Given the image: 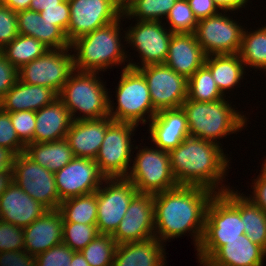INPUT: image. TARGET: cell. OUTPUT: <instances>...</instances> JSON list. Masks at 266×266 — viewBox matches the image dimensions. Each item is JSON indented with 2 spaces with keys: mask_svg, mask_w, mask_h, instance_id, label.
I'll use <instances>...</instances> for the list:
<instances>
[{
  "mask_svg": "<svg viewBox=\"0 0 266 266\" xmlns=\"http://www.w3.org/2000/svg\"><path fill=\"white\" fill-rule=\"evenodd\" d=\"M214 194L205 187L185 185L155 194V238L164 243L188 231L197 249L204 232L206 208Z\"/></svg>",
  "mask_w": 266,
  "mask_h": 266,
  "instance_id": "obj_1",
  "label": "cell"
},
{
  "mask_svg": "<svg viewBox=\"0 0 266 266\" xmlns=\"http://www.w3.org/2000/svg\"><path fill=\"white\" fill-rule=\"evenodd\" d=\"M221 148L215 142L186 137L169 152L171 170L178 185L201 186L214 193L230 189V186L221 184L229 165L228 157ZM220 184L221 187H218Z\"/></svg>",
  "mask_w": 266,
  "mask_h": 266,
  "instance_id": "obj_2",
  "label": "cell"
},
{
  "mask_svg": "<svg viewBox=\"0 0 266 266\" xmlns=\"http://www.w3.org/2000/svg\"><path fill=\"white\" fill-rule=\"evenodd\" d=\"M245 234L241 219V194L228 189L215 193L206 208L204 232L197 256L204 265L223 245L224 241L240 238Z\"/></svg>",
  "mask_w": 266,
  "mask_h": 266,
  "instance_id": "obj_3",
  "label": "cell"
},
{
  "mask_svg": "<svg viewBox=\"0 0 266 266\" xmlns=\"http://www.w3.org/2000/svg\"><path fill=\"white\" fill-rule=\"evenodd\" d=\"M122 18L121 15L116 21L70 43V48L77 53L73 54L74 70L100 72L127 61V51L123 49L119 35Z\"/></svg>",
  "mask_w": 266,
  "mask_h": 266,
  "instance_id": "obj_4",
  "label": "cell"
},
{
  "mask_svg": "<svg viewBox=\"0 0 266 266\" xmlns=\"http://www.w3.org/2000/svg\"><path fill=\"white\" fill-rule=\"evenodd\" d=\"M191 137L217 142L245 127L247 118L235 110L225 98L213 102L186 99L182 104Z\"/></svg>",
  "mask_w": 266,
  "mask_h": 266,
  "instance_id": "obj_5",
  "label": "cell"
},
{
  "mask_svg": "<svg viewBox=\"0 0 266 266\" xmlns=\"http://www.w3.org/2000/svg\"><path fill=\"white\" fill-rule=\"evenodd\" d=\"M97 74L74 70L58 94L72 121L109 116V95ZM77 111L83 113L82 116L75 117Z\"/></svg>",
  "mask_w": 266,
  "mask_h": 266,
  "instance_id": "obj_6",
  "label": "cell"
},
{
  "mask_svg": "<svg viewBox=\"0 0 266 266\" xmlns=\"http://www.w3.org/2000/svg\"><path fill=\"white\" fill-rule=\"evenodd\" d=\"M120 76L118 88H116L118 106L114 111V105L112 106L113 103L109 97V117L116 122H130L137 126L139 122L146 124V119L150 121L158 111L152 105L143 74L138 69L126 65ZM146 114H148L147 117Z\"/></svg>",
  "mask_w": 266,
  "mask_h": 266,
  "instance_id": "obj_7",
  "label": "cell"
},
{
  "mask_svg": "<svg viewBox=\"0 0 266 266\" xmlns=\"http://www.w3.org/2000/svg\"><path fill=\"white\" fill-rule=\"evenodd\" d=\"M134 160L125 178L138 193L155 195L179 186L171 170L169 152L153 147L139 148Z\"/></svg>",
  "mask_w": 266,
  "mask_h": 266,
  "instance_id": "obj_8",
  "label": "cell"
},
{
  "mask_svg": "<svg viewBox=\"0 0 266 266\" xmlns=\"http://www.w3.org/2000/svg\"><path fill=\"white\" fill-rule=\"evenodd\" d=\"M136 124L113 121L106 130L104 140L95 158L100 172L106 178H125L130 170L131 136Z\"/></svg>",
  "mask_w": 266,
  "mask_h": 266,
  "instance_id": "obj_9",
  "label": "cell"
},
{
  "mask_svg": "<svg viewBox=\"0 0 266 266\" xmlns=\"http://www.w3.org/2000/svg\"><path fill=\"white\" fill-rule=\"evenodd\" d=\"M71 48L49 49L39 58L18 70V79L26 84L51 88L60 93L69 76L74 72Z\"/></svg>",
  "mask_w": 266,
  "mask_h": 266,
  "instance_id": "obj_10",
  "label": "cell"
},
{
  "mask_svg": "<svg viewBox=\"0 0 266 266\" xmlns=\"http://www.w3.org/2000/svg\"><path fill=\"white\" fill-rule=\"evenodd\" d=\"M104 182L107 186L104 188L100 186L95 191L97 197L96 225L99 234L112 235L138 191L126 178H106Z\"/></svg>",
  "mask_w": 266,
  "mask_h": 266,
  "instance_id": "obj_11",
  "label": "cell"
},
{
  "mask_svg": "<svg viewBox=\"0 0 266 266\" xmlns=\"http://www.w3.org/2000/svg\"><path fill=\"white\" fill-rule=\"evenodd\" d=\"M12 173L13 182L29 196L48 210L59 209L60 197L54 172L40 166L23 152L16 155Z\"/></svg>",
  "mask_w": 266,
  "mask_h": 266,
  "instance_id": "obj_12",
  "label": "cell"
},
{
  "mask_svg": "<svg viewBox=\"0 0 266 266\" xmlns=\"http://www.w3.org/2000/svg\"><path fill=\"white\" fill-rule=\"evenodd\" d=\"M225 13L198 21L194 35L206 56L238 54L244 29Z\"/></svg>",
  "mask_w": 266,
  "mask_h": 266,
  "instance_id": "obj_13",
  "label": "cell"
},
{
  "mask_svg": "<svg viewBox=\"0 0 266 266\" xmlns=\"http://www.w3.org/2000/svg\"><path fill=\"white\" fill-rule=\"evenodd\" d=\"M137 69L147 82L152 105L157 111L180 108L187 99L188 80L165 63Z\"/></svg>",
  "mask_w": 266,
  "mask_h": 266,
  "instance_id": "obj_14",
  "label": "cell"
},
{
  "mask_svg": "<svg viewBox=\"0 0 266 266\" xmlns=\"http://www.w3.org/2000/svg\"><path fill=\"white\" fill-rule=\"evenodd\" d=\"M136 21L137 24L128 28L124 38L140 54L142 66L130 61L127 66L137 69L147 65L165 63L173 33L165 29L161 21Z\"/></svg>",
  "mask_w": 266,
  "mask_h": 266,
  "instance_id": "obj_15",
  "label": "cell"
},
{
  "mask_svg": "<svg viewBox=\"0 0 266 266\" xmlns=\"http://www.w3.org/2000/svg\"><path fill=\"white\" fill-rule=\"evenodd\" d=\"M70 21L67 40L76 38L116 21L123 8L115 0H68Z\"/></svg>",
  "mask_w": 266,
  "mask_h": 266,
  "instance_id": "obj_16",
  "label": "cell"
},
{
  "mask_svg": "<svg viewBox=\"0 0 266 266\" xmlns=\"http://www.w3.org/2000/svg\"><path fill=\"white\" fill-rule=\"evenodd\" d=\"M54 177L60 203L68 198L95 192L106 179L94 159L82 157H74L56 171Z\"/></svg>",
  "mask_w": 266,
  "mask_h": 266,
  "instance_id": "obj_17",
  "label": "cell"
},
{
  "mask_svg": "<svg viewBox=\"0 0 266 266\" xmlns=\"http://www.w3.org/2000/svg\"><path fill=\"white\" fill-rule=\"evenodd\" d=\"M117 245L140 242L155 237L154 195L137 193L116 231L111 235Z\"/></svg>",
  "mask_w": 266,
  "mask_h": 266,
  "instance_id": "obj_18",
  "label": "cell"
},
{
  "mask_svg": "<svg viewBox=\"0 0 266 266\" xmlns=\"http://www.w3.org/2000/svg\"><path fill=\"white\" fill-rule=\"evenodd\" d=\"M47 211L13 181L0 195V220L23 229Z\"/></svg>",
  "mask_w": 266,
  "mask_h": 266,
  "instance_id": "obj_19",
  "label": "cell"
},
{
  "mask_svg": "<svg viewBox=\"0 0 266 266\" xmlns=\"http://www.w3.org/2000/svg\"><path fill=\"white\" fill-rule=\"evenodd\" d=\"M149 131L155 147L166 152H170L190 136L182 107L159 110L150 120Z\"/></svg>",
  "mask_w": 266,
  "mask_h": 266,
  "instance_id": "obj_20",
  "label": "cell"
},
{
  "mask_svg": "<svg viewBox=\"0 0 266 266\" xmlns=\"http://www.w3.org/2000/svg\"><path fill=\"white\" fill-rule=\"evenodd\" d=\"M112 122L113 120L109 116L72 121L65 139L68 141L74 156L95 160L107 127Z\"/></svg>",
  "mask_w": 266,
  "mask_h": 266,
  "instance_id": "obj_21",
  "label": "cell"
},
{
  "mask_svg": "<svg viewBox=\"0 0 266 266\" xmlns=\"http://www.w3.org/2000/svg\"><path fill=\"white\" fill-rule=\"evenodd\" d=\"M64 219L60 211L48 210L23 229L24 250L36 256L63 242Z\"/></svg>",
  "mask_w": 266,
  "mask_h": 266,
  "instance_id": "obj_22",
  "label": "cell"
},
{
  "mask_svg": "<svg viewBox=\"0 0 266 266\" xmlns=\"http://www.w3.org/2000/svg\"><path fill=\"white\" fill-rule=\"evenodd\" d=\"M206 55L194 33H173L165 64L187 80L205 63Z\"/></svg>",
  "mask_w": 266,
  "mask_h": 266,
  "instance_id": "obj_23",
  "label": "cell"
},
{
  "mask_svg": "<svg viewBox=\"0 0 266 266\" xmlns=\"http://www.w3.org/2000/svg\"><path fill=\"white\" fill-rule=\"evenodd\" d=\"M265 250L246 234L224 241V245L203 266H263Z\"/></svg>",
  "mask_w": 266,
  "mask_h": 266,
  "instance_id": "obj_24",
  "label": "cell"
},
{
  "mask_svg": "<svg viewBox=\"0 0 266 266\" xmlns=\"http://www.w3.org/2000/svg\"><path fill=\"white\" fill-rule=\"evenodd\" d=\"M58 94L51 88L26 84L19 79L0 100V108L8 113L38 111L51 104Z\"/></svg>",
  "mask_w": 266,
  "mask_h": 266,
  "instance_id": "obj_25",
  "label": "cell"
},
{
  "mask_svg": "<svg viewBox=\"0 0 266 266\" xmlns=\"http://www.w3.org/2000/svg\"><path fill=\"white\" fill-rule=\"evenodd\" d=\"M36 127L33 143L65 139L72 119L67 107L57 98L51 104L35 111Z\"/></svg>",
  "mask_w": 266,
  "mask_h": 266,
  "instance_id": "obj_26",
  "label": "cell"
},
{
  "mask_svg": "<svg viewBox=\"0 0 266 266\" xmlns=\"http://www.w3.org/2000/svg\"><path fill=\"white\" fill-rule=\"evenodd\" d=\"M17 25L20 35L31 36L49 49L70 48L66 34L58 26L42 18L38 11L27 9L17 12Z\"/></svg>",
  "mask_w": 266,
  "mask_h": 266,
  "instance_id": "obj_27",
  "label": "cell"
},
{
  "mask_svg": "<svg viewBox=\"0 0 266 266\" xmlns=\"http://www.w3.org/2000/svg\"><path fill=\"white\" fill-rule=\"evenodd\" d=\"M164 243L157 238L117 245L113 266H165Z\"/></svg>",
  "mask_w": 266,
  "mask_h": 266,
  "instance_id": "obj_28",
  "label": "cell"
},
{
  "mask_svg": "<svg viewBox=\"0 0 266 266\" xmlns=\"http://www.w3.org/2000/svg\"><path fill=\"white\" fill-rule=\"evenodd\" d=\"M24 153L34 162L54 173L75 157L66 139L29 143L25 146Z\"/></svg>",
  "mask_w": 266,
  "mask_h": 266,
  "instance_id": "obj_29",
  "label": "cell"
},
{
  "mask_svg": "<svg viewBox=\"0 0 266 266\" xmlns=\"http://www.w3.org/2000/svg\"><path fill=\"white\" fill-rule=\"evenodd\" d=\"M204 65L210 70L223 95L224 91H230L236 84L238 86L246 68L238 54L209 55L206 56Z\"/></svg>",
  "mask_w": 266,
  "mask_h": 266,
  "instance_id": "obj_30",
  "label": "cell"
},
{
  "mask_svg": "<svg viewBox=\"0 0 266 266\" xmlns=\"http://www.w3.org/2000/svg\"><path fill=\"white\" fill-rule=\"evenodd\" d=\"M48 50L49 48L41 41L31 36L19 34L0 51L5 55L6 59L19 70L23 65L39 58Z\"/></svg>",
  "mask_w": 266,
  "mask_h": 266,
  "instance_id": "obj_31",
  "label": "cell"
},
{
  "mask_svg": "<svg viewBox=\"0 0 266 266\" xmlns=\"http://www.w3.org/2000/svg\"><path fill=\"white\" fill-rule=\"evenodd\" d=\"M64 222L96 224L97 197L96 192L63 200L59 209Z\"/></svg>",
  "mask_w": 266,
  "mask_h": 266,
  "instance_id": "obj_32",
  "label": "cell"
},
{
  "mask_svg": "<svg viewBox=\"0 0 266 266\" xmlns=\"http://www.w3.org/2000/svg\"><path fill=\"white\" fill-rule=\"evenodd\" d=\"M238 55L245 67L266 68V26L253 32L243 30Z\"/></svg>",
  "mask_w": 266,
  "mask_h": 266,
  "instance_id": "obj_33",
  "label": "cell"
},
{
  "mask_svg": "<svg viewBox=\"0 0 266 266\" xmlns=\"http://www.w3.org/2000/svg\"><path fill=\"white\" fill-rule=\"evenodd\" d=\"M241 219L249 239L266 249V213L241 194Z\"/></svg>",
  "mask_w": 266,
  "mask_h": 266,
  "instance_id": "obj_34",
  "label": "cell"
},
{
  "mask_svg": "<svg viewBox=\"0 0 266 266\" xmlns=\"http://www.w3.org/2000/svg\"><path fill=\"white\" fill-rule=\"evenodd\" d=\"M224 96L205 65L196 70L188 79L187 99L197 102H213L223 99Z\"/></svg>",
  "mask_w": 266,
  "mask_h": 266,
  "instance_id": "obj_35",
  "label": "cell"
},
{
  "mask_svg": "<svg viewBox=\"0 0 266 266\" xmlns=\"http://www.w3.org/2000/svg\"><path fill=\"white\" fill-rule=\"evenodd\" d=\"M177 0H131L123 7L122 17L139 21H161L167 16ZM161 19V20H160Z\"/></svg>",
  "mask_w": 266,
  "mask_h": 266,
  "instance_id": "obj_36",
  "label": "cell"
},
{
  "mask_svg": "<svg viewBox=\"0 0 266 266\" xmlns=\"http://www.w3.org/2000/svg\"><path fill=\"white\" fill-rule=\"evenodd\" d=\"M117 243L111 235L98 234L80 252L90 266H113Z\"/></svg>",
  "mask_w": 266,
  "mask_h": 266,
  "instance_id": "obj_37",
  "label": "cell"
},
{
  "mask_svg": "<svg viewBox=\"0 0 266 266\" xmlns=\"http://www.w3.org/2000/svg\"><path fill=\"white\" fill-rule=\"evenodd\" d=\"M63 243L73 251L84 249L98 234L96 224L63 222Z\"/></svg>",
  "mask_w": 266,
  "mask_h": 266,
  "instance_id": "obj_38",
  "label": "cell"
},
{
  "mask_svg": "<svg viewBox=\"0 0 266 266\" xmlns=\"http://www.w3.org/2000/svg\"><path fill=\"white\" fill-rule=\"evenodd\" d=\"M166 21L172 33H194L198 24L187 0H177L166 16Z\"/></svg>",
  "mask_w": 266,
  "mask_h": 266,
  "instance_id": "obj_39",
  "label": "cell"
},
{
  "mask_svg": "<svg viewBox=\"0 0 266 266\" xmlns=\"http://www.w3.org/2000/svg\"><path fill=\"white\" fill-rule=\"evenodd\" d=\"M12 125L15 129L17 137L26 146L33 143L36 116L35 111H18L9 113Z\"/></svg>",
  "mask_w": 266,
  "mask_h": 266,
  "instance_id": "obj_40",
  "label": "cell"
},
{
  "mask_svg": "<svg viewBox=\"0 0 266 266\" xmlns=\"http://www.w3.org/2000/svg\"><path fill=\"white\" fill-rule=\"evenodd\" d=\"M74 252L62 242L36 255V266H70Z\"/></svg>",
  "mask_w": 266,
  "mask_h": 266,
  "instance_id": "obj_41",
  "label": "cell"
},
{
  "mask_svg": "<svg viewBox=\"0 0 266 266\" xmlns=\"http://www.w3.org/2000/svg\"><path fill=\"white\" fill-rule=\"evenodd\" d=\"M23 250V228L0 220V252Z\"/></svg>",
  "mask_w": 266,
  "mask_h": 266,
  "instance_id": "obj_42",
  "label": "cell"
},
{
  "mask_svg": "<svg viewBox=\"0 0 266 266\" xmlns=\"http://www.w3.org/2000/svg\"><path fill=\"white\" fill-rule=\"evenodd\" d=\"M0 146L11 149L16 155L25 151L12 125L10 114L0 108Z\"/></svg>",
  "mask_w": 266,
  "mask_h": 266,
  "instance_id": "obj_43",
  "label": "cell"
},
{
  "mask_svg": "<svg viewBox=\"0 0 266 266\" xmlns=\"http://www.w3.org/2000/svg\"><path fill=\"white\" fill-rule=\"evenodd\" d=\"M18 35L17 12L0 2V50Z\"/></svg>",
  "mask_w": 266,
  "mask_h": 266,
  "instance_id": "obj_44",
  "label": "cell"
},
{
  "mask_svg": "<svg viewBox=\"0 0 266 266\" xmlns=\"http://www.w3.org/2000/svg\"><path fill=\"white\" fill-rule=\"evenodd\" d=\"M40 15L42 18L58 26L67 37V29L70 21V6L68 0H63L60 3V7L43 8Z\"/></svg>",
  "mask_w": 266,
  "mask_h": 266,
  "instance_id": "obj_45",
  "label": "cell"
},
{
  "mask_svg": "<svg viewBox=\"0 0 266 266\" xmlns=\"http://www.w3.org/2000/svg\"><path fill=\"white\" fill-rule=\"evenodd\" d=\"M18 79V70L6 59L0 51V100L12 88Z\"/></svg>",
  "mask_w": 266,
  "mask_h": 266,
  "instance_id": "obj_46",
  "label": "cell"
},
{
  "mask_svg": "<svg viewBox=\"0 0 266 266\" xmlns=\"http://www.w3.org/2000/svg\"><path fill=\"white\" fill-rule=\"evenodd\" d=\"M0 266H36V259L25 250L0 252Z\"/></svg>",
  "mask_w": 266,
  "mask_h": 266,
  "instance_id": "obj_47",
  "label": "cell"
},
{
  "mask_svg": "<svg viewBox=\"0 0 266 266\" xmlns=\"http://www.w3.org/2000/svg\"><path fill=\"white\" fill-rule=\"evenodd\" d=\"M262 164L261 173L254 181L253 185V196H247L256 206L266 213V159Z\"/></svg>",
  "mask_w": 266,
  "mask_h": 266,
  "instance_id": "obj_48",
  "label": "cell"
},
{
  "mask_svg": "<svg viewBox=\"0 0 266 266\" xmlns=\"http://www.w3.org/2000/svg\"><path fill=\"white\" fill-rule=\"evenodd\" d=\"M194 16L199 21L219 13L213 0H187Z\"/></svg>",
  "mask_w": 266,
  "mask_h": 266,
  "instance_id": "obj_49",
  "label": "cell"
},
{
  "mask_svg": "<svg viewBox=\"0 0 266 266\" xmlns=\"http://www.w3.org/2000/svg\"><path fill=\"white\" fill-rule=\"evenodd\" d=\"M15 158L11 149L0 146V171H12Z\"/></svg>",
  "mask_w": 266,
  "mask_h": 266,
  "instance_id": "obj_50",
  "label": "cell"
},
{
  "mask_svg": "<svg viewBox=\"0 0 266 266\" xmlns=\"http://www.w3.org/2000/svg\"><path fill=\"white\" fill-rule=\"evenodd\" d=\"M248 0H213V3L219 10L224 11H238L239 8H244Z\"/></svg>",
  "mask_w": 266,
  "mask_h": 266,
  "instance_id": "obj_51",
  "label": "cell"
},
{
  "mask_svg": "<svg viewBox=\"0 0 266 266\" xmlns=\"http://www.w3.org/2000/svg\"><path fill=\"white\" fill-rule=\"evenodd\" d=\"M63 0H31L29 9L38 11L39 13L43 11V8L47 7H60V3Z\"/></svg>",
  "mask_w": 266,
  "mask_h": 266,
  "instance_id": "obj_52",
  "label": "cell"
},
{
  "mask_svg": "<svg viewBox=\"0 0 266 266\" xmlns=\"http://www.w3.org/2000/svg\"><path fill=\"white\" fill-rule=\"evenodd\" d=\"M1 3L6 5L8 8L14 12H19L22 10L29 9L31 0H0Z\"/></svg>",
  "mask_w": 266,
  "mask_h": 266,
  "instance_id": "obj_53",
  "label": "cell"
},
{
  "mask_svg": "<svg viewBox=\"0 0 266 266\" xmlns=\"http://www.w3.org/2000/svg\"><path fill=\"white\" fill-rule=\"evenodd\" d=\"M12 181V171H0V195L9 187Z\"/></svg>",
  "mask_w": 266,
  "mask_h": 266,
  "instance_id": "obj_54",
  "label": "cell"
},
{
  "mask_svg": "<svg viewBox=\"0 0 266 266\" xmlns=\"http://www.w3.org/2000/svg\"><path fill=\"white\" fill-rule=\"evenodd\" d=\"M70 266H90L80 251H75Z\"/></svg>",
  "mask_w": 266,
  "mask_h": 266,
  "instance_id": "obj_55",
  "label": "cell"
},
{
  "mask_svg": "<svg viewBox=\"0 0 266 266\" xmlns=\"http://www.w3.org/2000/svg\"><path fill=\"white\" fill-rule=\"evenodd\" d=\"M122 8L126 6L131 0H115Z\"/></svg>",
  "mask_w": 266,
  "mask_h": 266,
  "instance_id": "obj_56",
  "label": "cell"
}]
</instances>
